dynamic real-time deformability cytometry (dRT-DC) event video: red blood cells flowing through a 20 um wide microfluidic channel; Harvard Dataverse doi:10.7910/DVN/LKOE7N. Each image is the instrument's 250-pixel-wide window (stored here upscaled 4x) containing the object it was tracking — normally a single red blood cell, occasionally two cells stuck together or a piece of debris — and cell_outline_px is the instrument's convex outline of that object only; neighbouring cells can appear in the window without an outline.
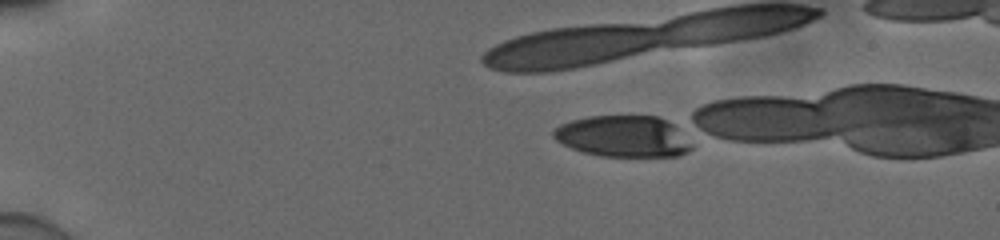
{"species": "human", "species_latin": "Homo sapiens", "temperature_condition": "cold", "stored_images_in_passage": 35, "camera_frame_rate_fps": 3000, "um_per_image_px": 0.085, "donor": {"sex": "male"}, "frame": {"image": 1, "passage_image": 1, "time_ms": 0.0, "image_size_px": [1000, 240], "cell_outline_px": [[692, 148], [688, 152], [676, 156], [600, 156], [584, 152], [572, 148], [556, 140], [552, 136], [552, 132], [560, 124], [572, 120], [588, 116], [656, 116], [672, 124], [692, 144]], "centroid_in_image_um": [52.95, 11.59], "position_along_channel_um": 32.1, "area_um2": 32.95}}